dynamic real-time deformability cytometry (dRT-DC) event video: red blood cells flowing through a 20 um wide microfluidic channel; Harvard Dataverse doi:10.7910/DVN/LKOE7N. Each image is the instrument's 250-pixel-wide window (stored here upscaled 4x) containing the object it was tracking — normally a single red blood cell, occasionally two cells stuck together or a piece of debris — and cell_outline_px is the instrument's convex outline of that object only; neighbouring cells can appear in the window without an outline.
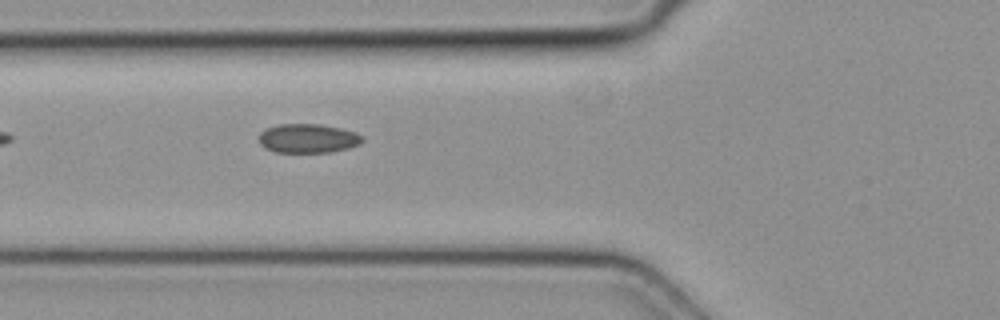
{"species": "common noctule bat (a hibernating species)", "species_latin": "Nyctalus noctula", "temperature_condition": "cold", "stored_images_in_passage": 2, "camera_frame_rate_fps": 3000, "um_per_image_px": 0.085, "animal": {"sex": "female", "body_mass_g": 19.3, "forearm_length_mm": 54.1}, "frame": {"image": 1, "passage_image": 2, "time_ms": 0.333, "image_size_px": [1000, 320], "cell_outline_px": [[364, 140], [360, 144], [348, 148], [332, 152], [276, 152], [260, 144], [260, 132], [264, 128], [280, 124], [320, 124], [340, 128], [356, 132], [364, 136]], "centroid_in_image_um": [26.21, 11.75], "position_along_channel_um": 99.6, "area_um2": 17.57}}